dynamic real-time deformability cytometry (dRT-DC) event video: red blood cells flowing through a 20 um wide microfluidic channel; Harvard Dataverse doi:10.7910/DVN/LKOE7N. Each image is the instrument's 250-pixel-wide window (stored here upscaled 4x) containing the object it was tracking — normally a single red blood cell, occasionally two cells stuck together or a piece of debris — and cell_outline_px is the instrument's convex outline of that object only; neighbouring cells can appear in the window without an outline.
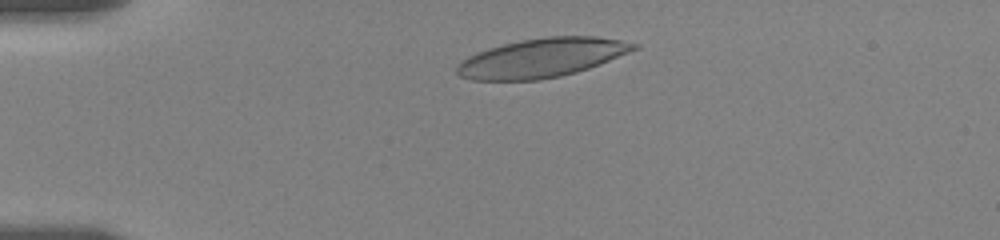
{"species": "human", "species_latin": "Homo sapiens", "temperature_condition": "room temperature", "stored_images_in_passage": 10, "camera_frame_rate_fps": 3000, "um_per_image_px": 0.085, "donor": {"sex": "female"}, "frame": {"image": 1, "passage_image": 3, "time_ms": 0.667, "image_size_px": [1000, 240], "cell_outline_px": [[640, 48], [600, 64], [576, 72], [560, 76], [540, 80], [472, 80], [460, 76], [456, 72], [456, 68], [468, 56], [476, 52], [504, 44], [520, 40], [548, 36], [596, 36], [620, 40], [640, 44]], "centroid_in_image_um": [46.09, 4.91], "position_along_channel_um": 38.9, "area_um2": 40.11}}
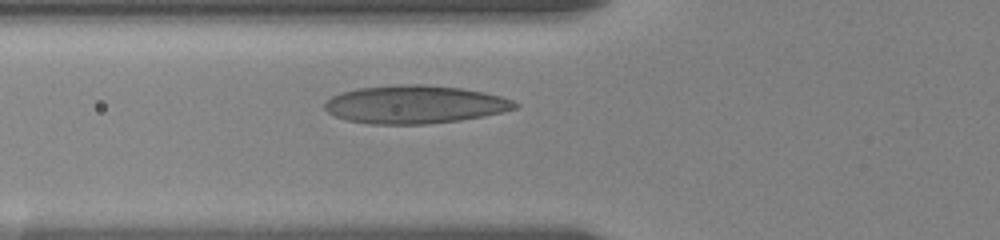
{"frame": {"image": 2, "passage_image": 7, "time_ms": 2.0, "image_size_px": [1000, 240], "cell_outline_px": [[520, 104], [516, 108], [484, 116], [460, 120], [428, 124], [368, 124], [348, 120], [336, 116], [328, 112], [324, 108], [324, 104], [332, 96], [340, 92], [360, 88], [396, 84], [424, 84], [460, 88], [484, 92], [500, 96], [512, 100]], "centroid_in_image_um": [35.25, 8.88], "position_along_channel_um": 90.5, "area_um2": 42.19}}
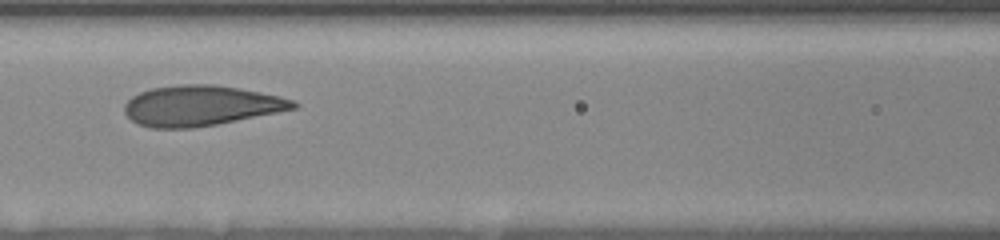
{"frame": {"image": 3, "passage_image": 9, "time_ms": 2.667, "image_size_px": [1000, 240], "cell_outline_px": [[300, 104], [296, 108], [216, 124], [192, 128], [152, 128], [136, 124], [124, 112], [124, 104], [132, 96], [140, 92], [152, 88], [180, 84], [212, 84], [236, 88], [280, 96], [292, 100]], "centroid_in_image_um": [17.02, 8.98], "position_along_channel_um": 149.6, "area_um2": 39.36}}